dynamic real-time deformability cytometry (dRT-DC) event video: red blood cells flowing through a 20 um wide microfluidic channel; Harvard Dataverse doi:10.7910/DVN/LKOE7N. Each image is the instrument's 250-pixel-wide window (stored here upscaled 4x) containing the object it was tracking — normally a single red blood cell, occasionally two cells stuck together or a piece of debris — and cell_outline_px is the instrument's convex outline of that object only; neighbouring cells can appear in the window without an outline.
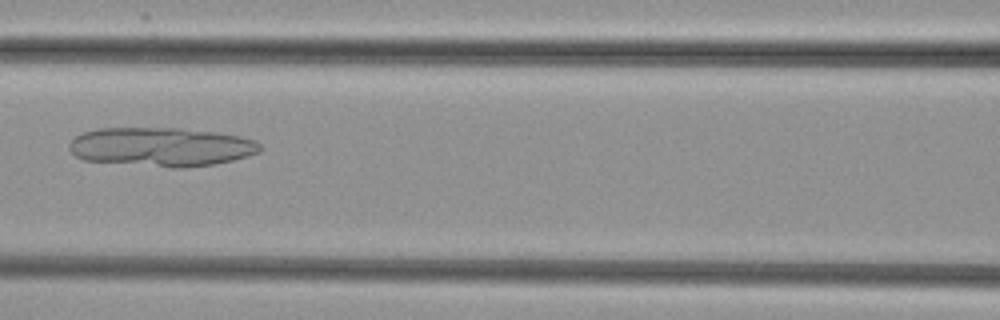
{"species": "common noctule bat (a hibernating species)", "species_latin": "Nyctalus noctula", "temperature_condition": "cold", "stored_images_in_passage": 39, "camera_frame_rate_fps": 3000, "um_per_image_px": 0.085, "animal": {"sex": "female", "body_mass_g": 29.2, "forearm_length_mm": 56.3}, "frame": {"image": 1, "passage_image": 10, "time_ms": 3.0, "image_size_px": [1000, 320], "cell_outline_px": [[264, 148], [260, 152], [248, 156], [232, 160], [212, 164], [184, 168], [172, 168], [84, 160], [76, 156], [68, 148], [68, 144], [76, 136], [84, 132], [100, 128], [180, 128], [216, 132], [240, 136], [256, 140]], "centroid_in_image_um": [13.74, 12.48], "position_along_channel_um": 152.9, "area_um2": 43.52}}
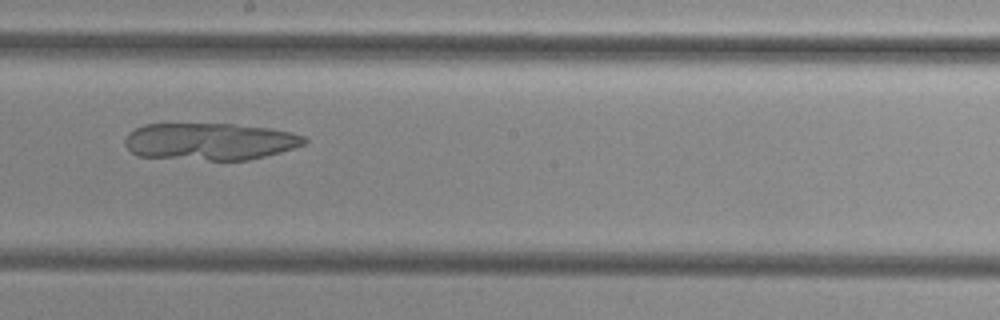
{"frame": {"image": 2, "passage_image": 16, "time_ms": 5.0, "image_size_px": [1000, 320], "cell_outline_px": [[308, 140], [304, 144], [280, 152], [248, 160], [208, 160], [136, 156], [124, 144], [124, 140], [128, 132], [144, 124], [232, 124], [272, 128], [292, 132], [304, 136]], "centroid_in_image_um": [17.83, 12.02], "position_along_channel_um": 230.4, "area_um2": 38.9}}
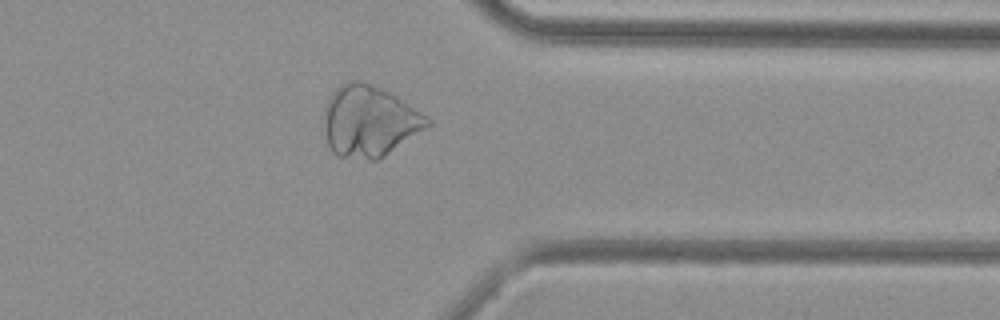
{"frame": {"image": 3, "passage_image": 28, "time_ms": 9.0, "image_size_px": [1000, 320], "cell_outline_px": [[432, 124], [428, 128], [376, 160], [372, 160], [336, 156], [332, 152], [328, 144], [324, 128], [324, 108], [332, 92], [340, 84], [348, 80], [360, 80], [380, 88], [396, 96], [432, 120]], "centroid_in_image_um": [31.37, 10.3], "position_along_channel_um": 380.0, "area_um2": 42.71}}